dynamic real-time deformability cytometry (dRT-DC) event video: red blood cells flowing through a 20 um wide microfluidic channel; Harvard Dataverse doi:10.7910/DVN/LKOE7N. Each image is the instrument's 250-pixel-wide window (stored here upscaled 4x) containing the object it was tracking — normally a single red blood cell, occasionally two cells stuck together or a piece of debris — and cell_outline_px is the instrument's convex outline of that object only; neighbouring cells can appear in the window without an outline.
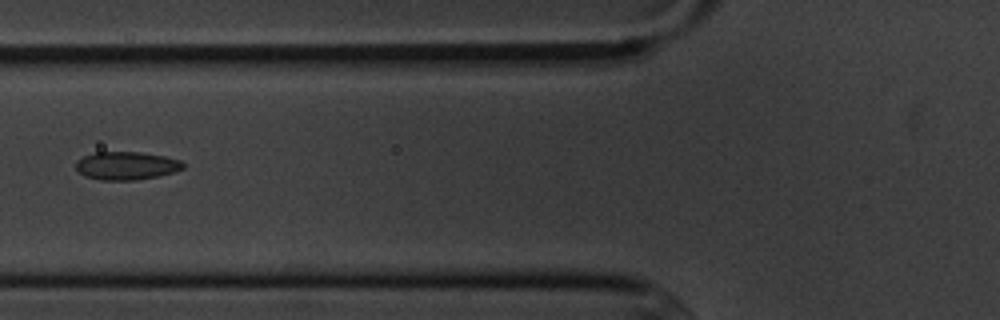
{"species": "common noctule bat (a hibernating species)", "species_latin": "Nyctalus noctula", "temperature_condition": "cold", "stored_images_in_passage": 4, "camera_frame_rate_fps": 3000, "um_per_image_px": 0.085, "animal": {"sex": "male", "body_mass_g": 20.1, "forearm_length_mm": 53.5}, "frame": {"image": 1, "passage_image": 2, "time_ms": 1.333, "image_size_px": [1000, 320], "cell_outline_px": [[184, 168], [172, 172], [156, 176], [136, 180], [100, 180], [84, 176], [76, 168], [76, 160], [84, 156], [96, 152], [140, 152], [164, 156], [180, 160], [184, 164]], "centroid_in_image_um": [10.72, 14.08], "position_along_channel_um": 115.1, "area_um2": 17.46}}
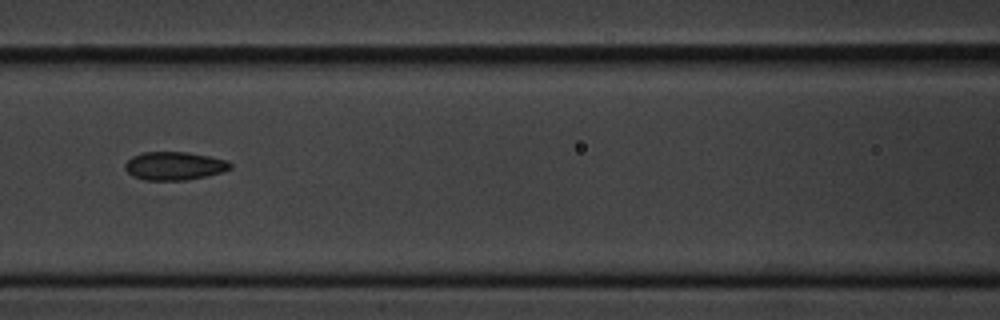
{"frame": {"image": 2, "passage_image": 3, "time_ms": 2.333, "image_size_px": [1000, 320], "cell_outline_px": [[232, 168], [224, 172], [184, 180], [144, 180], [132, 176], [124, 168], [124, 164], [132, 156], [144, 152], [188, 152], [228, 160], [232, 164]], "centroid_in_image_um": [14.82, 14.1], "position_along_channel_um": 151.8, "area_um2": 17.4}}
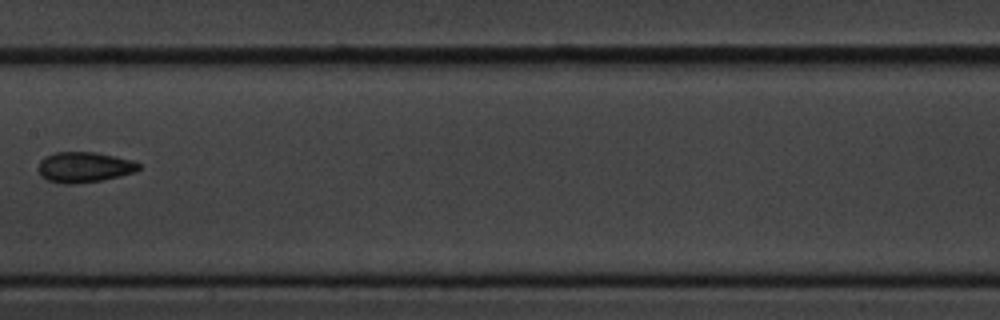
{"frame": {"image": 3, "passage_image": 4, "time_ms": 3.667, "image_size_px": [1000, 320], "cell_outline_px": [[140, 168], [136, 172], [104, 180], [72, 184], [64, 184], [48, 180], [40, 176], [36, 168], [40, 160], [44, 156], [56, 152], [96, 152], [132, 160], [140, 164]], "centroid_in_image_um": [7.13, 14.21], "position_along_channel_um": 200.3, "area_um2": 18.09}}